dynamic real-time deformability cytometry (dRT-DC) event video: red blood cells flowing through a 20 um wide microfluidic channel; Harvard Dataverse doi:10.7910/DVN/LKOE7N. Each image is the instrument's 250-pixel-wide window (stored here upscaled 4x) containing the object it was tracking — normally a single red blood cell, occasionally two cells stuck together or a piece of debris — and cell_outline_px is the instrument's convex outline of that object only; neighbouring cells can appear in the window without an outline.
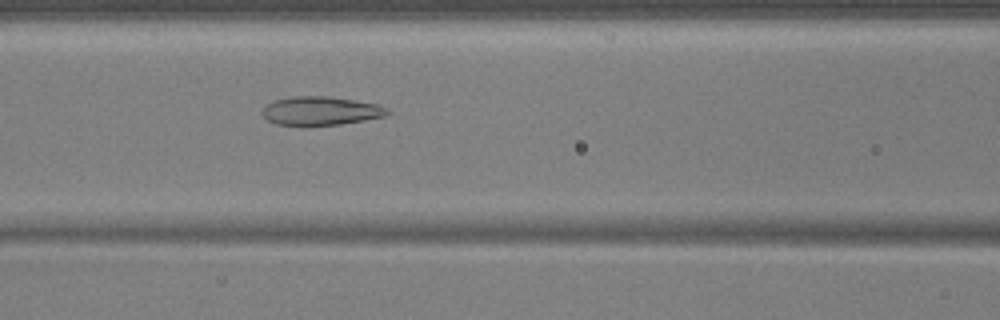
{"species": "common noctule bat (a hibernating species)", "species_latin": "Nyctalus noctula", "temperature_condition": "warm", "stored_images_in_passage": 49, "camera_frame_rate_fps": 3000, "um_per_image_px": 0.085, "animal": {"sex": "male", "body_mass_g": 17.9, "forearm_length_mm": 54.2}, "frame": {"image": 1, "passage_image": 20, "time_ms": 6.333, "image_size_px": [1000, 320], "cell_outline_px": [[392, 112], [388, 116], [340, 124], [308, 128], [276, 124], [268, 120], [260, 112], [264, 104], [272, 100], [296, 96], [328, 96], [376, 104]], "centroid_in_image_um": [27.18, 9.46], "position_along_channel_um": 139.4, "area_um2": 21.56}}
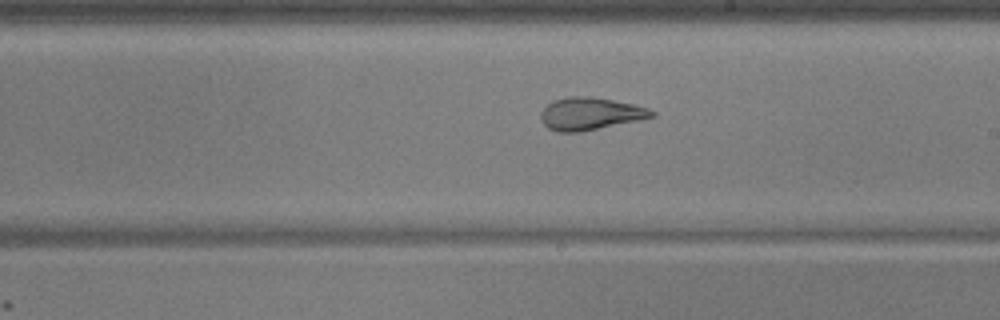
{"frame": {"image": 2, "passage_image": 28, "time_ms": 9.0, "image_size_px": [1000, 320], "cell_outline_px": [[656, 116], [580, 132], [556, 132], [548, 128], [540, 120], [540, 112], [552, 100], [568, 96], [588, 96], [612, 100], [632, 104], [648, 108], [656, 112]], "centroid_in_image_um": [50.12, 9.66], "position_along_channel_um": 238.9, "area_um2": 20.92}}
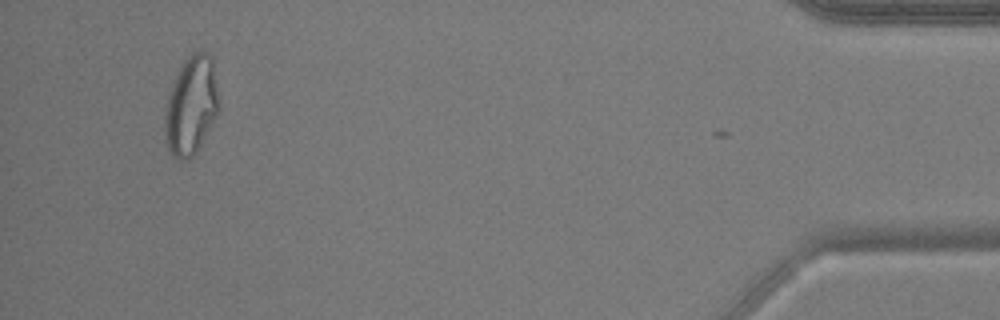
{"frame": {"image": 3, "passage_image": 48, "time_ms": 15.667, "image_size_px": [1000, 320], "cell_outline_px": [[216, 112], [196, 152], [188, 160], [176, 160], [168, 148], [164, 136], [164, 120], [168, 92], [172, 80], [180, 64], [192, 52], [204, 52], [212, 56], [216, 92]], "centroid_in_image_um": [16.16, 8.96], "position_along_channel_um": 419.0, "area_um2": 30.46}, "authors_computed_cell_mechanics": {"area_um2": 24.4494, "velocity_mm_per_s": 3.7332, "shape_relaxation_time_tau1_ms": null, "shape_relaxation_time_tau2_ms": 1.4949, "deformation_change_tau1": null, "deformation_change_tau2": 0.0895}}